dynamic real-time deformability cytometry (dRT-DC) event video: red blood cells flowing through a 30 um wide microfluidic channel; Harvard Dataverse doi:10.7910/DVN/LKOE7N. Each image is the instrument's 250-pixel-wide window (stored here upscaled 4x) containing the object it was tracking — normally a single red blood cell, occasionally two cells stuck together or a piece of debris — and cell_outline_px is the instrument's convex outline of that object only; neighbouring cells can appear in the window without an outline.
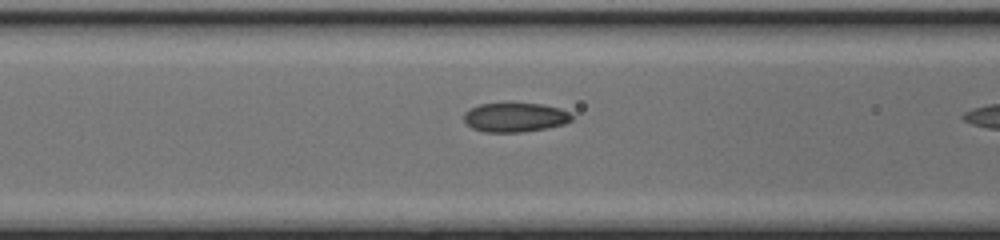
{"species": "common noctule bat (a hibernating species)", "species_latin": "Nyctalus noctula", "temperature_condition": "cold", "stored_images_in_passage": 9, "camera_frame_rate_fps": 3000, "um_per_image_px": 0.085, "animal": {"sex": "female", "body_mass_g": 17.0, "forearm_length_mm": 48.0}, "frame": {"image": 1, "passage_image": 8, "time_ms": 2.333, "image_size_px": [1000, 240], "cell_outline_px": [[572, 120], [564, 124], [544, 128], [520, 132], [484, 132], [472, 128], [464, 120], [464, 112], [468, 108], [480, 104], [512, 100], [544, 104], [560, 108], [568, 112], [572, 116]], "centroid_in_image_um": [43.74, 9.91], "position_along_channel_um": 122.9, "area_um2": 19.13}}